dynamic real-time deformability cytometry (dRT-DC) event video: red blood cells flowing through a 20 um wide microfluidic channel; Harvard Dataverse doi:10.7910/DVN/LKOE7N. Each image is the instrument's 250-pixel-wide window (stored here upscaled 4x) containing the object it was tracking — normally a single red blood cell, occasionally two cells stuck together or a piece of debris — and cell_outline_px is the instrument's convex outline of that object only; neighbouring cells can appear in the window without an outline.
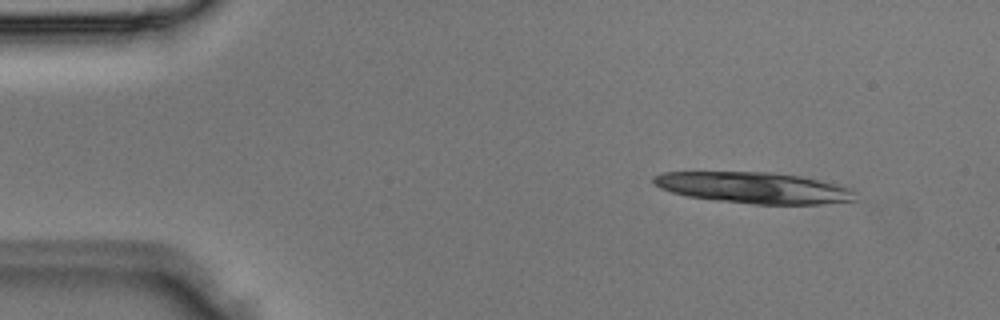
{"species": "Egyptian fruit bat (a non-hibernating species)", "species_latin": "Rousettus aegyptiacus", "temperature_condition": "room temperature", "stored_images_in_passage": 2, "camera_frame_rate_fps": 3000, "um_per_image_px": 0.085, "animal": {"sex": "male"}, "frame": {"image": 1, "passage_image": 1, "time_ms": 0.0, "image_size_px": [1000, 320], "cell_outline_px": [[860, 200], [820, 204], [752, 204], [716, 200], [688, 196], [672, 192], [660, 188], [652, 184], [652, 176], [660, 172], [772, 172], [800, 176], [820, 180], [852, 188], [856, 192]], "centroid_in_image_um": [64.11, 15.96], "position_along_channel_um": 20.9, "area_um2": 36.99}}